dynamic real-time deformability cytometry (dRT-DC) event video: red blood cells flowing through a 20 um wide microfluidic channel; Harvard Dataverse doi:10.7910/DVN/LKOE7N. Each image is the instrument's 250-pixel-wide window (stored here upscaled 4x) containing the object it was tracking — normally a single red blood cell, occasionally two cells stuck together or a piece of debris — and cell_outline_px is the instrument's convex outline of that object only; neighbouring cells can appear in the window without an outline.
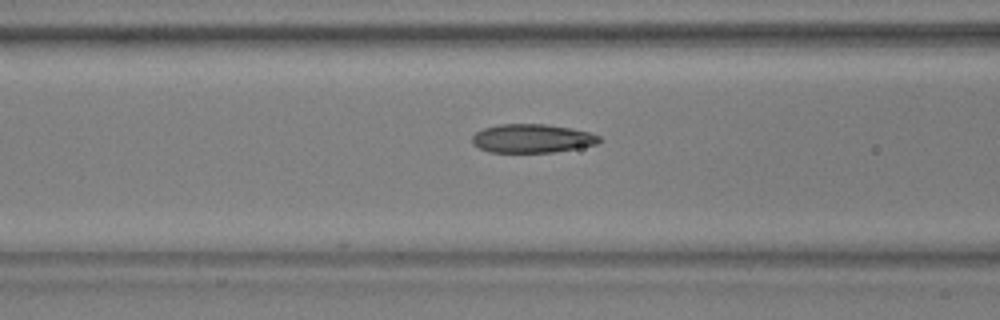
{"species": "common noctule bat (a hibernating species)", "species_latin": "Nyctalus noctula", "temperature_condition": "warm", "stored_images_in_passage": 15, "camera_frame_rate_fps": 3000, "um_per_image_px": 0.085, "animal": {"sex": "male", "body_mass_g": 17.9, "forearm_length_mm": 54.2}, "frame": {"image": 1, "passage_image": 10, "time_ms": 3.0, "image_size_px": [1000, 320], "cell_outline_px": [[604, 140], [596, 144], [552, 152], [488, 152], [472, 144], [472, 136], [476, 132], [484, 128], [496, 124], [544, 124], [572, 128], [588, 132], [600, 136]], "centroid_in_image_um": [45.21, 11.76], "position_along_channel_um": 121.4, "area_um2": 21.21}}